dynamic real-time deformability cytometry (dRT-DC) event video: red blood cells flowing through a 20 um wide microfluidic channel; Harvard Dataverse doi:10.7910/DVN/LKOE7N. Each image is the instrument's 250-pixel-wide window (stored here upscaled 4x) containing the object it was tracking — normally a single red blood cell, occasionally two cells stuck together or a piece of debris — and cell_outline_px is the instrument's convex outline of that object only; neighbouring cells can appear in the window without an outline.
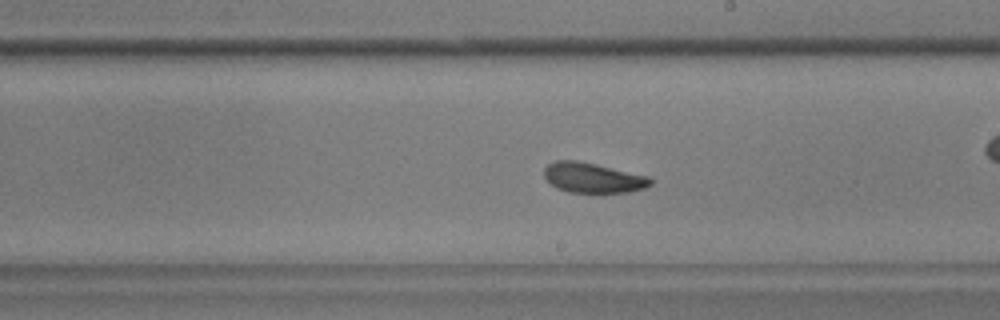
{"species": "common noctule bat (a hibernating species)", "species_latin": "Nyctalus noctula", "temperature_condition": "warm", "stored_images_in_passage": 58, "camera_frame_rate_fps": 3000, "um_per_image_px": 0.085, "animal": {"sex": "male", "body_mass_g": 17.9, "forearm_length_mm": 54.2}, "frame": {"image": 1, "passage_image": 34, "time_ms": 11.0, "image_size_px": [1000, 320], "cell_outline_px": [[652, 184], [644, 188], [628, 192], [600, 196], [596, 196], [568, 192], [556, 188], [544, 176], [544, 168], [548, 164], [556, 160], [576, 160], [596, 164], [648, 176], [652, 180]], "centroid_in_image_um": [50.4, 15.17], "position_along_channel_um": 238.6, "area_um2": 19.42}, "authors_computed_cell_mechanics": {"area_um2": 19.074, "velocity_mm_per_s": 3.627, "shape_relaxation_time_tau1_ms": 2.4213, "shape_relaxation_time_tau2_ms": 4.17, "deformation_change_tau1": 0.1171, "deformation_change_tau2": 0.1121}}